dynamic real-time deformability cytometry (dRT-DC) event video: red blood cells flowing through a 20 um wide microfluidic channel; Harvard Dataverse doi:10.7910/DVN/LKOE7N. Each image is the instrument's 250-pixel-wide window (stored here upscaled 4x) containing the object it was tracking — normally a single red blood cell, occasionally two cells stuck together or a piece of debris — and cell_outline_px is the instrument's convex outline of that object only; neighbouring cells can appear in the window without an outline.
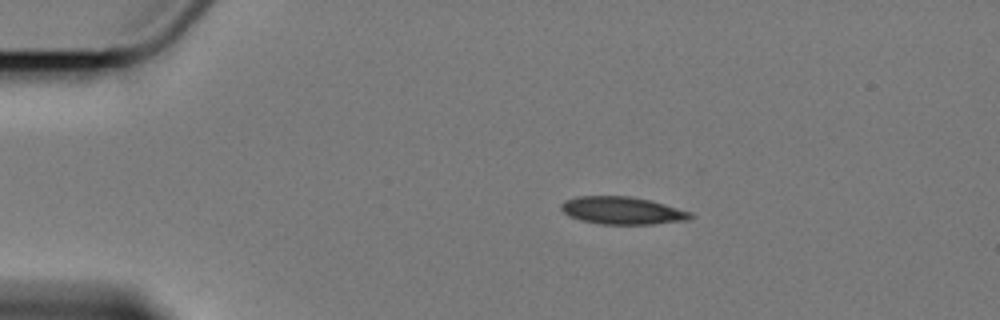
{"species": "Egyptian fruit bat (a non-hibernating species)", "species_latin": "Rousettus aegyptiacus", "temperature_condition": "cold", "stored_images_in_passage": 5, "camera_frame_rate_fps": 3000, "um_per_image_px": 0.085, "animal": {"sex": "female"}, "frame": {"image": 1, "passage_image": 1, "time_ms": 0.0, "image_size_px": [1000, 320], "cell_outline_px": [[692, 216], [688, 220], [652, 224], [600, 224], [580, 220], [568, 216], [560, 208], [560, 204], [564, 200], [576, 196], [628, 196], [652, 200], [692, 212]], "centroid_in_image_um": [52.87, 17.89], "position_along_channel_um": 32.1, "area_um2": 20.92}}
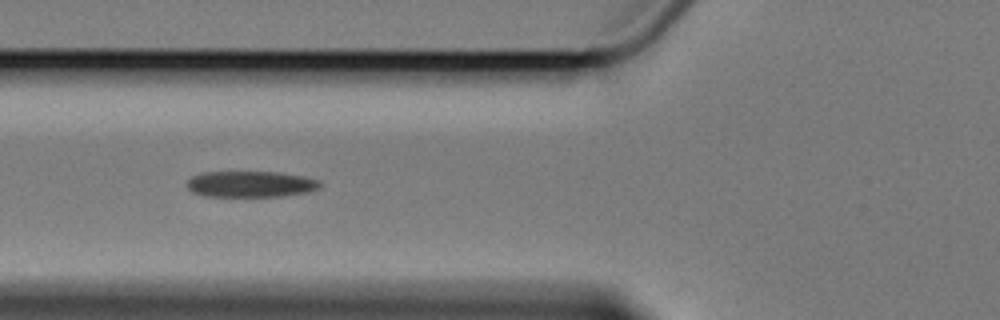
{"frame": {"image": 2, "passage_image": 4, "time_ms": 3.667, "image_size_px": [1000, 320], "cell_outline_px": [[320, 188], [308, 192], [284, 196], [204, 196], [192, 192], [188, 188], [188, 180], [192, 176], [200, 172], [280, 172], [304, 176], [320, 180]], "centroid_in_image_um": [21.32, 15.64], "position_along_channel_um": 104.5, "area_um2": 20.35}}
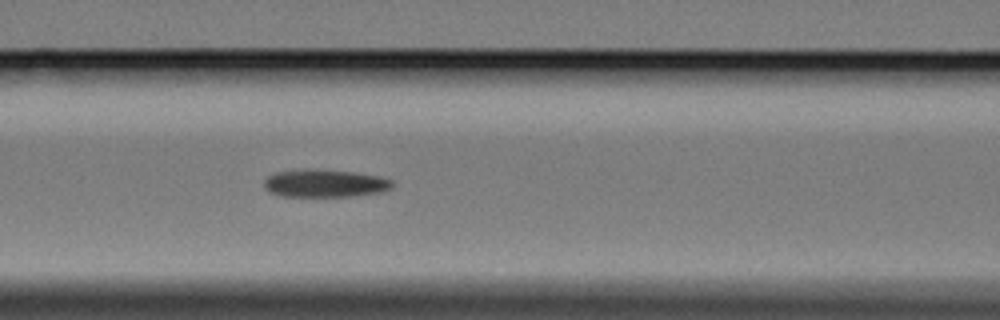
{"frame": {"image": 3, "passage_image": 5, "time_ms": 4.667, "image_size_px": [1000, 320], "cell_outline_px": [[396, 184], [384, 192], [352, 196], [284, 196], [268, 192], [264, 188], [264, 180], [268, 176], [276, 172], [304, 168], [316, 168], [356, 172], [380, 176], [392, 180]], "centroid_in_image_um": [27.63, 15.56], "position_along_channel_um": 139.0, "area_um2": 21.21}}